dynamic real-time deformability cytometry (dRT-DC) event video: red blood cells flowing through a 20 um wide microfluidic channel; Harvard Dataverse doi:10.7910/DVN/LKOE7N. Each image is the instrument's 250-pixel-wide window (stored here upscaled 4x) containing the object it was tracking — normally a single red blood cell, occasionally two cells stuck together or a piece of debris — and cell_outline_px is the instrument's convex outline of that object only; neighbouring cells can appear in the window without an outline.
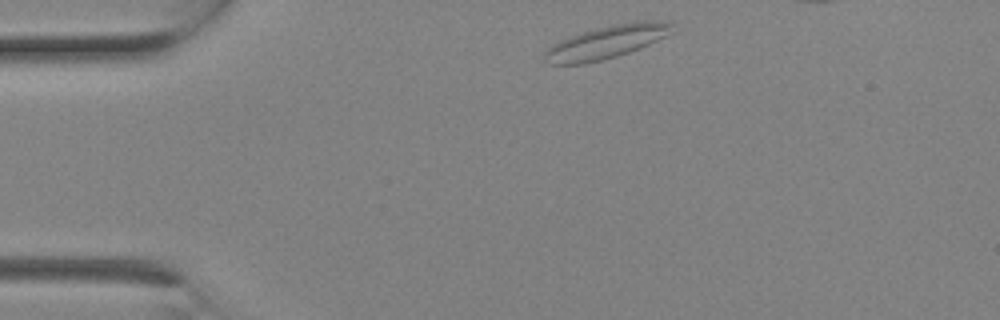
{"species": "Egyptian fruit bat (a non-hibernating species)", "species_latin": "Rousettus aegyptiacus", "temperature_condition": "room temperature", "stored_images_in_passage": 2, "camera_frame_rate_fps": 3000, "um_per_image_px": 0.085, "animal": {"sex": "female"}, "frame": {"image": 1, "passage_image": 1, "time_ms": 0.0, "image_size_px": [1000, 320], "cell_outline_px": [[676, 32], [640, 48], [616, 56], [584, 64], [548, 64], [544, 56], [544, 52], [552, 44], [560, 40], [584, 32], [616, 24], [636, 20], [664, 20], [672, 24]], "centroid_in_image_um": [51.62, 3.56], "position_along_channel_um": 33.4, "area_um2": 24.45}}